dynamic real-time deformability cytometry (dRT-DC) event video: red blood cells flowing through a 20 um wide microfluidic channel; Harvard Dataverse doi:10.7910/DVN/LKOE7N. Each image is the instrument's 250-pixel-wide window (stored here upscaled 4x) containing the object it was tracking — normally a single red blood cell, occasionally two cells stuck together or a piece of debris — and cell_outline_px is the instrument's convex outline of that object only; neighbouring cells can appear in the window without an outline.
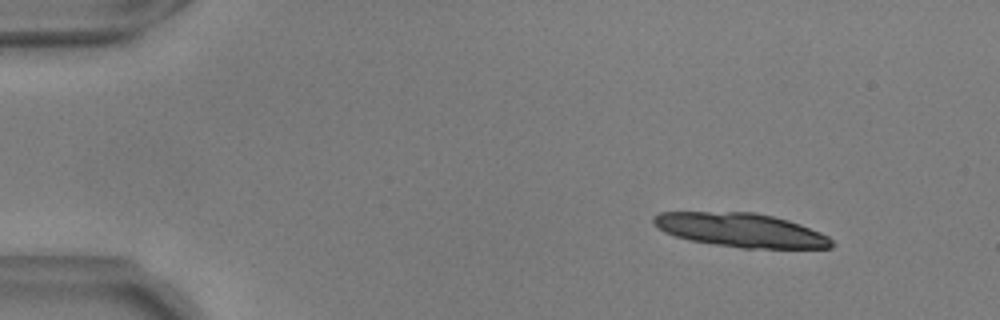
{"species": "common noctule bat (a hibernating species)", "species_latin": "Nyctalus noctula", "temperature_condition": "warm", "stored_images_in_passage": 28, "camera_frame_rate_fps": 3000, "um_per_image_px": 0.085, "animal": {"sex": "male", "body_mass_g": 17.9, "forearm_length_mm": 54.2}, "frame": {"image": 1, "passage_image": 1, "time_ms": 0.0, "image_size_px": [1000, 320], "cell_outline_px": [[836, 244], [832, 248], [740, 248], [688, 240], [664, 232], [652, 220], [652, 216], [660, 212], [752, 212], [772, 216], [788, 220], [800, 224], [820, 232], [828, 236]], "centroid_in_image_um": [62.99, 19.56], "position_along_channel_um": 22.0, "area_um2": 35.14}}
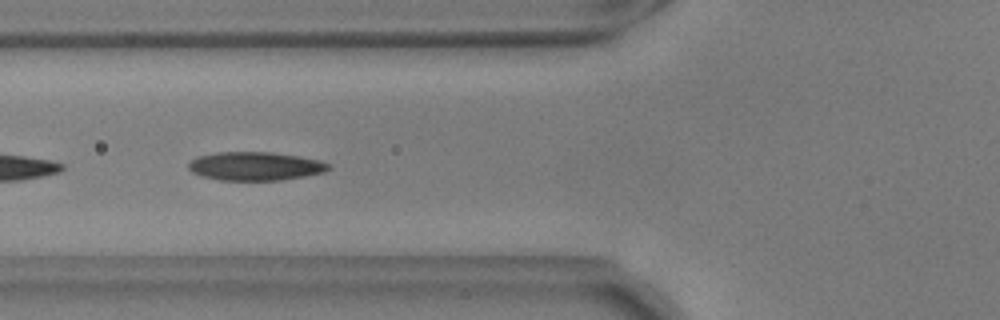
{"frame": {"image": 2, "passage_image": 16, "time_ms": 5.0, "image_size_px": [1000, 320], "cell_outline_px": [[332, 168], [324, 172], [304, 176], [280, 180], [220, 180], [200, 176], [192, 172], [188, 168], [188, 164], [196, 156], [216, 152], [272, 152], [320, 160], [332, 164]], "centroid_in_image_um": [21.69, 14.12], "position_along_channel_um": 104.1, "area_um2": 23.41}}
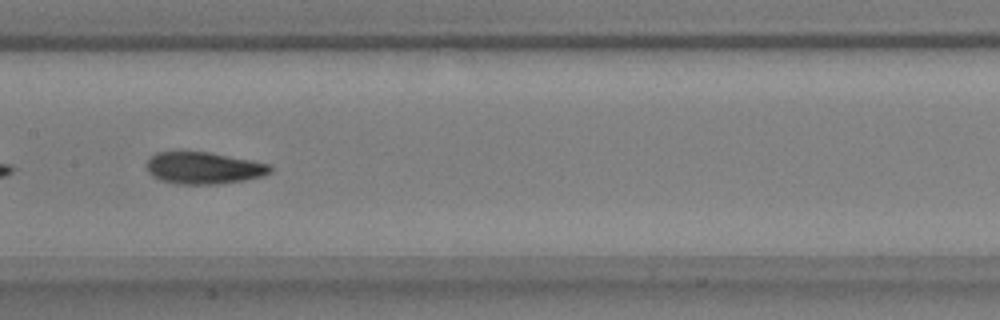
{"frame": {"image": 3, "passage_image": 23, "time_ms": 7.333, "image_size_px": [1000, 320], "cell_outline_px": [[272, 172], [264, 176], [244, 180], [220, 184], [180, 184], [160, 180], [152, 176], [148, 172], [148, 156], [156, 152], [212, 152], [272, 164]], "centroid_in_image_um": [17.35, 14.27], "position_along_channel_um": 190.0, "area_um2": 23.24}}